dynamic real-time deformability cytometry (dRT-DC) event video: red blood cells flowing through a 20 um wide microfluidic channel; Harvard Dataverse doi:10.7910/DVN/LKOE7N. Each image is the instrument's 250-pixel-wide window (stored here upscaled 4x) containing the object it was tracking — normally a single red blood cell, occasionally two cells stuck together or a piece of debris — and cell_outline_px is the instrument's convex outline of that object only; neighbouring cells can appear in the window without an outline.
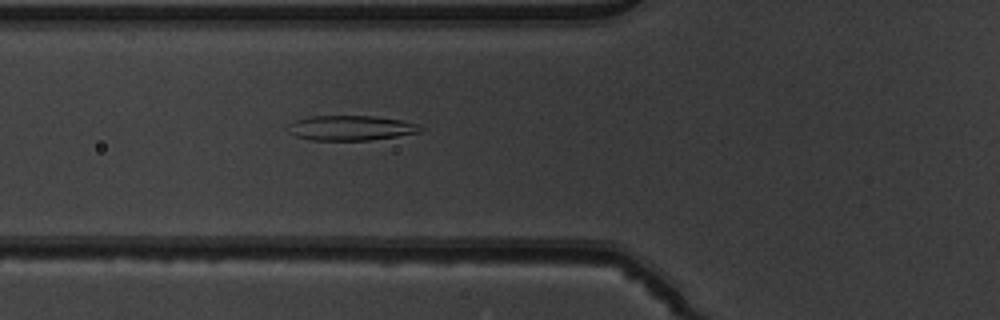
{"species": "common noctule bat (a hibernating species)", "species_latin": "Nyctalus noctula", "temperature_condition": "warm", "stored_images_in_passage": 52, "camera_frame_rate_fps": 3000, "um_per_image_px": 0.085, "animal": {"sex": "male", "body_mass_g": 19.5, "forearm_length_mm": 54.6}, "frame": {"image": 1, "passage_image": 20, "time_ms": 6.333, "image_size_px": [1000, 320], "cell_outline_px": [[424, 132], [368, 140], [312, 140], [296, 136], [288, 132], [288, 124], [292, 120], [308, 116], [372, 116], [400, 120], [420, 124], [424, 128]], "centroid_in_image_um": [29.82, 10.87], "position_along_channel_um": 96.0, "area_um2": 19.42}}
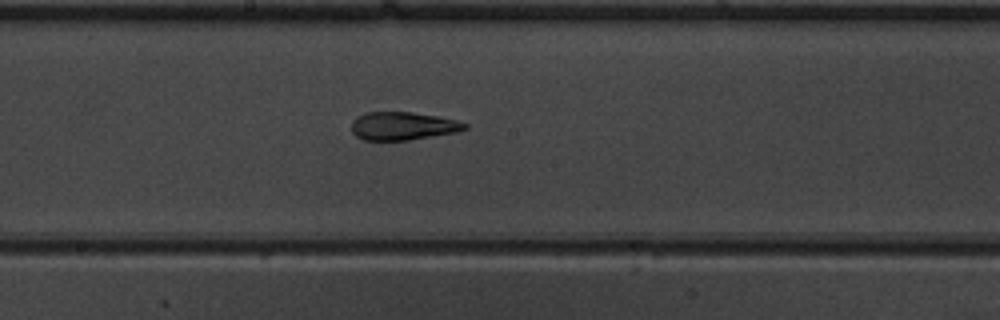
{"frame": {"image": 2, "passage_image": 29, "time_ms": 9.333, "image_size_px": [1000, 320], "cell_outline_px": [[468, 128], [456, 132], [408, 140], [364, 140], [356, 136], [352, 132], [352, 120], [356, 116], [364, 112], [412, 112], [440, 116], [456, 120], [468, 124]], "centroid_in_image_um": [34.23, 10.7], "position_along_channel_um": 214.0, "area_um2": 18.67}}
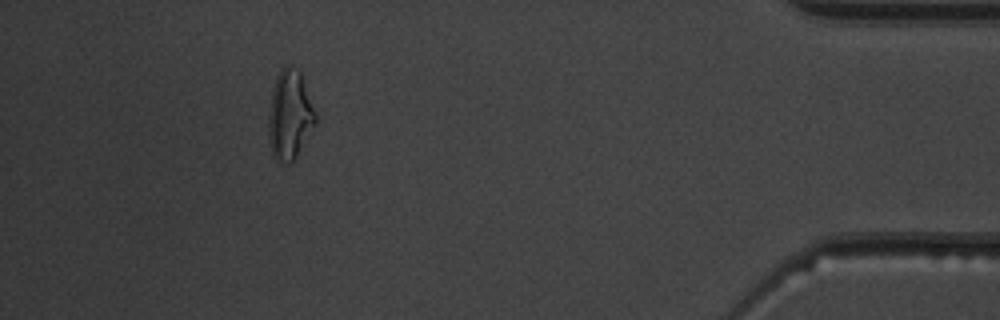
{"frame": {"image": 3, "passage_image": 48, "time_ms": 15.667, "image_size_px": [1000, 320], "cell_outline_px": [[316, 124], [296, 156], [288, 164], [276, 160], [272, 152], [268, 132], [268, 112], [272, 88], [276, 76], [284, 64], [292, 64], [300, 72], [316, 112]], "centroid_in_image_um": [24.62, 9.72], "position_along_channel_um": 410.6, "area_um2": 24.57}, "authors_computed_cell_mechanics": {"area_um2": 20.5479, "velocity_mm_per_s": 3.9255, "shape_relaxation_time_tau1_ms": 6.5046, "shape_relaxation_time_tau2_ms": 1.7798, "deformation_change_tau1": 0.2078, "deformation_change_tau2": 0.0869}}